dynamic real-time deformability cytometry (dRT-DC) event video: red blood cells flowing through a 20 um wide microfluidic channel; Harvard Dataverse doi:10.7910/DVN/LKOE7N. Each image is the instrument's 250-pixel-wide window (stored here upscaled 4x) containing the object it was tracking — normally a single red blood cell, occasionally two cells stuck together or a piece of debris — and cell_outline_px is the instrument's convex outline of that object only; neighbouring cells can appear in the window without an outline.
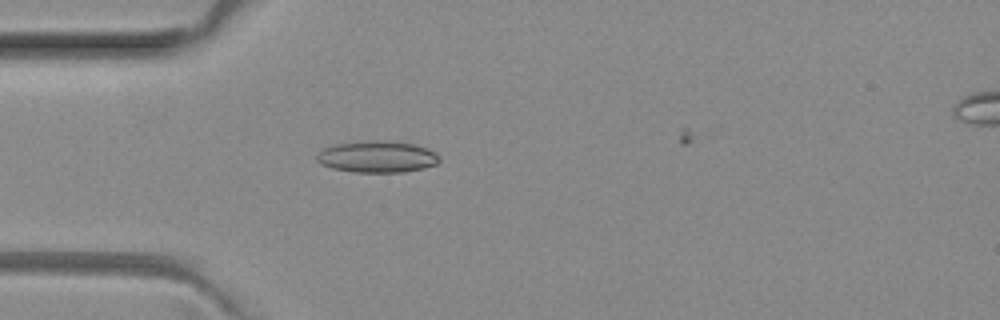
{"species": "common noctule bat (a hibernating species)", "species_latin": "Nyctalus noctula", "temperature_condition": "room temperature", "stored_images_in_passage": 5, "camera_frame_rate_fps": 3000, "um_per_image_px": 0.085, "animal": {"sex": "female", "body_mass_g": 29.2, "forearm_length_mm": 56.3}, "frame": {"image": 1, "passage_image": 4, "time_ms": 1.0, "image_size_px": [1000, 320], "cell_outline_px": [[440, 160], [436, 164], [424, 168], [404, 172], [352, 172], [332, 168], [320, 164], [316, 160], [316, 156], [324, 148], [332, 144], [376, 140], [384, 140], [416, 144], [428, 148], [436, 152], [440, 156]], "centroid_in_image_um": [32.08, 13.32], "position_along_channel_um": 52.9, "area_um2": 22.83}}